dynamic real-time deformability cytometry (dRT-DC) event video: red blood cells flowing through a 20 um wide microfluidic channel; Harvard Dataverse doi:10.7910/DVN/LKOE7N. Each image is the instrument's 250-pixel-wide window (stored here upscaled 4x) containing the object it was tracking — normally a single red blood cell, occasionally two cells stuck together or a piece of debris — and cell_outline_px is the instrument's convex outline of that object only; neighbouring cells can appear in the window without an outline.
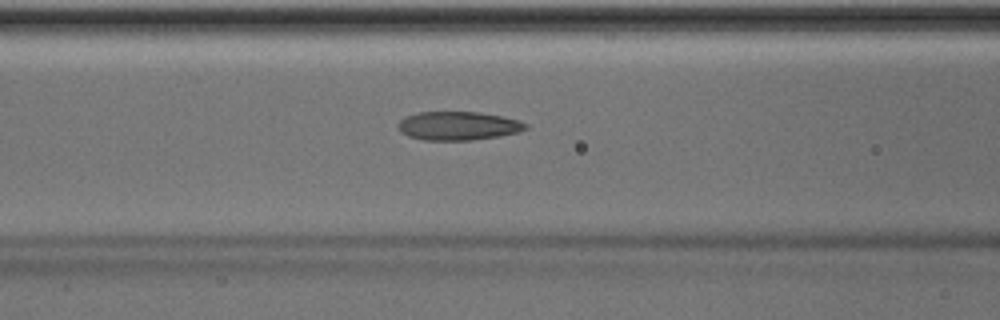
{"species": "Egyptian fruit bat (a non-hibernating species)", "species_latin": "Rousettus aegyptiacus", "temperature_condition": "room temperature", "stored_images_in_passage": 33, "camera_frame_rate_fps": 3000, "um_per_image_px": 0.085, "animal": {"sex": "male"}, "frame": {"image": 1, "passage_image": 10, "time_ms": 3.0, "image_size_px": [1000, 320], "cell_outline_px": [[528, 128], [520, 132], [500, 136], [472, 140], [424, 140], [408, 136], [400, 132], [396, 124], [404, 116], [420, 112], [480, 112], [520, 120], [528, 124]], "centroid_in_image_um": [38.94, 10.7], "position_along_channel_um": 127.7, "area_um2": 21.5}, "authors_computed_cell_mechanics": {"area_um2": 20.9236, "velocity_mm_per_s": 4.053, "shape_relaxation_time_tau1_ms": null, "shape_relaxation_time_tau2_ms": 1.8444, "deformation_change_tau1": null, "deformation_change_tau2": 0.0958}}